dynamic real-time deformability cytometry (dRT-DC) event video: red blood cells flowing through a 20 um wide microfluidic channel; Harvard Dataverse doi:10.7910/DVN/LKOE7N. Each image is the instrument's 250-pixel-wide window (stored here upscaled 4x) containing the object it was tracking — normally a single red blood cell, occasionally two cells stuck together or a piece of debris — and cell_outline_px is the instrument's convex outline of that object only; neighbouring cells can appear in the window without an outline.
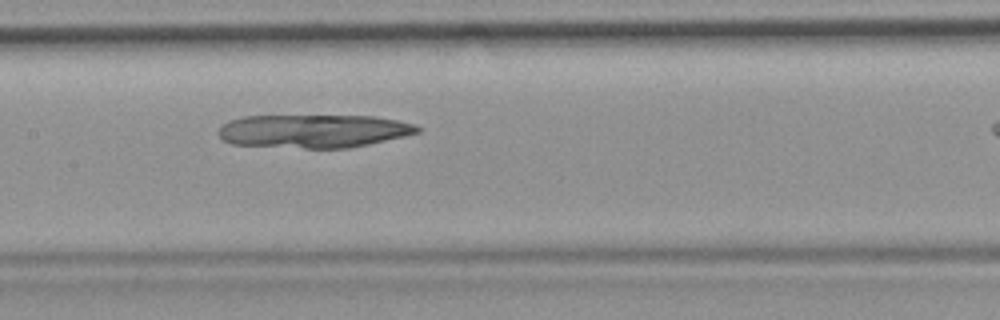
{"species": "common noctule bat (a hibernating species)", "species_latin": "Nyctalus noctula", "temperature_condition": "room temperature", "stored_images_in_passage": 5, "camera_frame_rate_fps": 3000, "um_per_image_px": 0.085, "animal": {"sex": "female", "body_mass_g": 19.9}, "frame": {"image": 1, "passage_image": 4, "time_ms": 1.0, "image_size_px": [1000, 320], "cell_outline_px": [[420, 132], [404, 136], [368, 144], [348, 148], [304, 148], [232, 144], [224, 140], [220, 136], [220, 128], [228, 120], [244, 116], [376, 116], [416, 124], [420, 128]], "centroid_in_image_um": [26.68, 11.13], "position_along_channel_um": 180.7, "area_um2": 38.44}}